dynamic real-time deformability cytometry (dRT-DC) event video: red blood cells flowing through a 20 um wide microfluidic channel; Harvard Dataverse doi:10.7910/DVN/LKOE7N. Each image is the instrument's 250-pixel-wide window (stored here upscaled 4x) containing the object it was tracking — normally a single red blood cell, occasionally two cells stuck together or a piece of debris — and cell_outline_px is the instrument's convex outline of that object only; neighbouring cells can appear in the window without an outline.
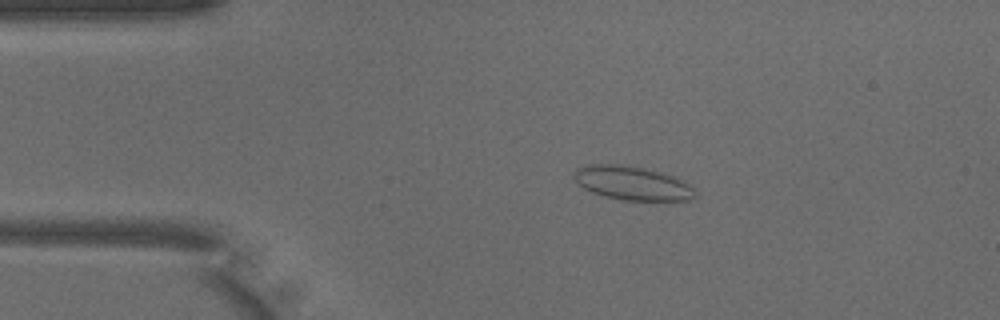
{"species": "common noctule bat (a hibernating species)", "species_latin": "Nyctalus noctula", "temperature_condition": "warm", "stored_images_in_passage": 48, "camera_frame_rate_fps": 3000, "um_per_image_px": 0.085, "animal": {"sex": "male", "body_mass_g": 18.8}, "frame": {"image": 1, "passage_image": 8, "time_ms": 2.333, "image_size_px": [1000, 320], "cell_outline_px": [[696, 196], [692, 200], [624, 200], [604, 196], [592, 192], [584, 188], [572, 176], [576, 168], [588, 164], [624, 164], [644, 168], [660, 172], [684, 180], [692, 188]], "centroid_in_image_um": [53.72, 15.55], "position_along_channel_um": 31.3, "area_um2": 23.81}}
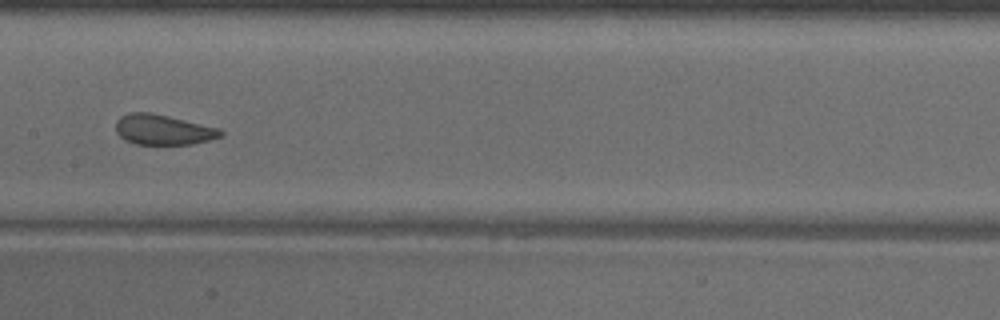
{"frame": {"image": 2, "passage_image": 23, "time_ms": 7.333, "image_size_px": [1000, 320], "cell_outline_px": [[224, 136], [192, 144], [136, 144], [124, 140], [116, 132], [116, 120], [120, 116], [128, 112], [148, 112], [168, 116], [220, 128], [224, 132]], "centroid_in_image_um": [13.86, 11.02], "position_along_channel_um": 193.5, "area_um2": 18.55}}
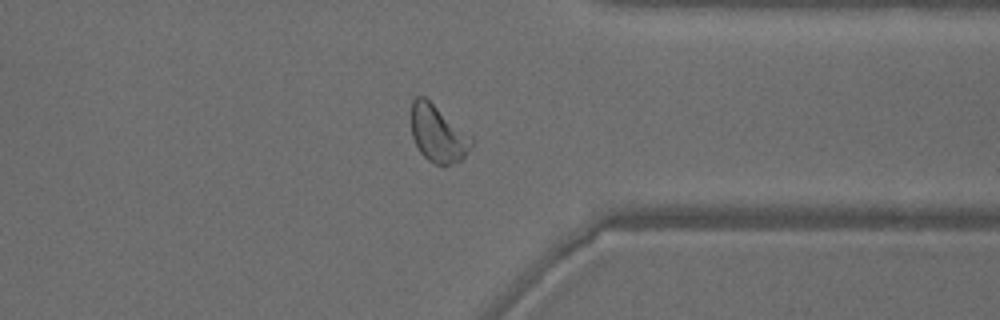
{"frame": {"image": 3, "passage_image": 37, "time_ms": 12.0, "image_size_px": [1000, 320], "cell_outline_px": [[472, 144], [464, 156], [460, 160], [452, 164], [436, 164], [428, 160], [420, 152], [412, 136], [412, 100], [416, 96], [424, 96], [472, 136]], "centroid_in_image_um": [37.22, 11.35], "position_along_channel_um": 374.2, "area_um2": 19.65}, "authors_computed_cell_mechanics": {"area_um2": 20.5479, "velocity_mm_per_s": 4.0038, "shape_relaxation_time_tau1_ms": 11.0426, "shape_relaxation_time_tau2_ms": 0.7261, "deformation_change_tau1": 0.1798, "deformation_change_tau2": 0.0717}}